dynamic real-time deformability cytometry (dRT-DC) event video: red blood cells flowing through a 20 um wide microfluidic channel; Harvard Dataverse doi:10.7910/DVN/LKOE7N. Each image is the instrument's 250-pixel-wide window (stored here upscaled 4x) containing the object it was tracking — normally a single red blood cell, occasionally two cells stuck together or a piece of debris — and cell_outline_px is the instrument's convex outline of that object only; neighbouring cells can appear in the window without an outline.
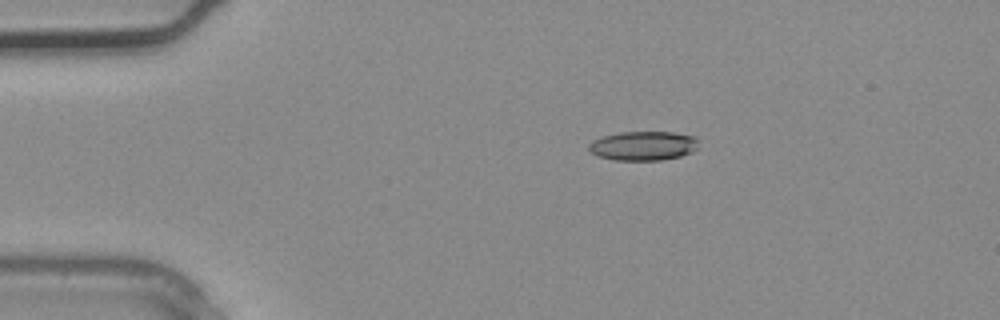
{"species": "common noctule bat (a hibernating species)", "species_latin": "Nyctalus noctula", "temperature_condition": "warm", "stored_images_in_passage": 3, "camera_frame_rate_fps": 3000, "um_per_image_px": 0.085, "animal": {"sex": "male", "body_mass_g": 20.4}, "frame": {"image": 1, "passage_image": 2, "time_ms": 0.333, "image_size_px": [1000, 320], "cell_outline_px": [[700, 140], [696, 148], [692, 152], [680, 156], [660, 160], [616, 160], [596, 156], [588, 148], [588, 144], [592, 140], [604, 136], [620, 132], [672, 132], [696, 136]], "centroid_in_image_um": [54.69, 12.39], "position_along_channel_um": 30.3, "area_um2": 18.79}}